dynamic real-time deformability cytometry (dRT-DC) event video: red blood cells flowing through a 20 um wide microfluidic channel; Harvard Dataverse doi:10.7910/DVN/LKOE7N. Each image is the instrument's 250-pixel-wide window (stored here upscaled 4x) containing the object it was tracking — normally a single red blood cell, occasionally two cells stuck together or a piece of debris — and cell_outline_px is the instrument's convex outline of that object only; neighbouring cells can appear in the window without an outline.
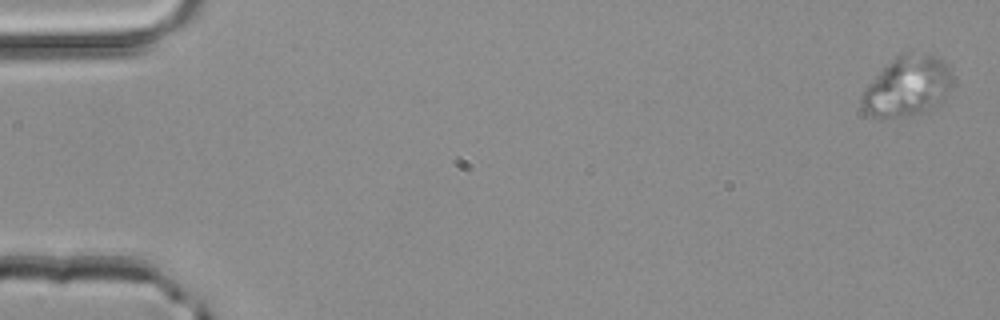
{"species": "common noctule bat (a hibernating species)", "species_latin": "Nyctalus noctula", "temperature_condition": "room temperature", "stored_images_in_passage": 3, "camera_frame_rate_fps": 3000, "um_per_image_px": 0.085, "animal": {"sex": "male", "body_mass_g": 20.4}, "frame": {"image": 1, "passage_image": 1, "time_ms": 0.0, "image_size_px": [1000, 320], "cell_outline_px": [[948, 88], [944, 100], [940, 108], [936, 112], [908, 120], [884, 120], [872, 116], [864, 108], [860, 100], [860, 92], [900, 52], [908, 48], [932, 56], [948, 64]], "centroid_in_image_um": [77.11, 7.44], "position_along_channel_um": 7.9, "area_um2": 33.23}}
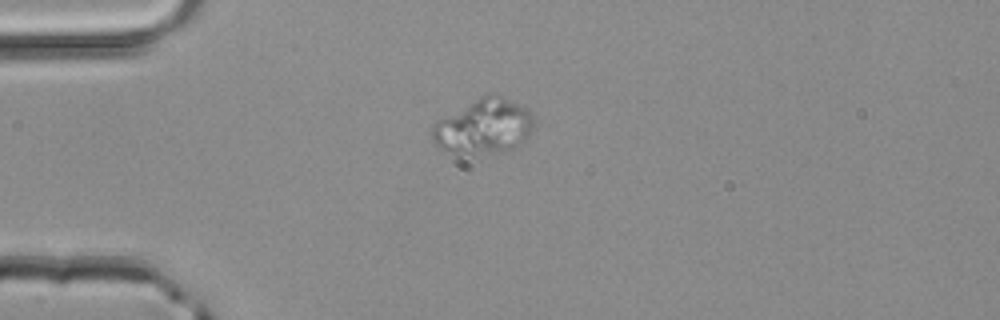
{"frame": {"image": 2, "passage_image": 3, "time_ms": 0.667, "image_size_px": [1000, 320], "cell_outline_px": [[536, 120], [524, 144], [500, 152], [452, 152], [440, 148], [432, 144], [432, 124], [484, 92], [496, 92], [528, 108], [536, 116]], "centroid_in_image_um": [41.17, 10.68], "position_along_channel_um": 43.8, "area_um2": 33.12}}